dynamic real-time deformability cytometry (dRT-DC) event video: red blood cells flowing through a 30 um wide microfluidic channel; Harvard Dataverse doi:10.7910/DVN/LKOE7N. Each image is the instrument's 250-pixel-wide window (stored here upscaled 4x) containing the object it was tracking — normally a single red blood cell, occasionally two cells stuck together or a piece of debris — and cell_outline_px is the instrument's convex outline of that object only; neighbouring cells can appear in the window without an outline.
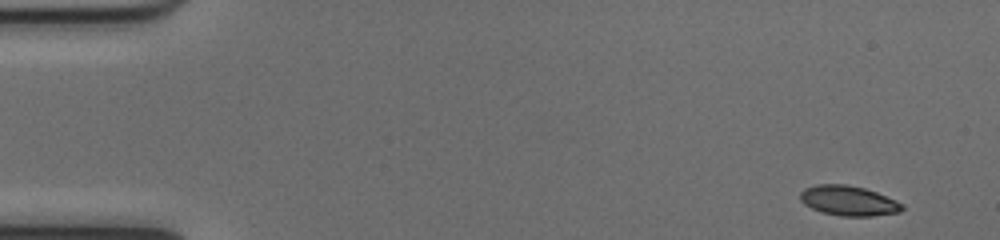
{"species": "common noctule bat (a hibernating species)", "species_latin": "Nyctalus noctula", "temperature_condition": "cold", "stored_images_in_passage": 50, "camera_frame_rate_fps": 3000, "um_per_image_px": 0.085, "animal": {"sex": "female", "body_mass_g": 17.0, "forearm_length_mm": 48.0}, "frame": {"image": 1, "passage_image": 1, "time_ms": 0.0, "image_size_px": [1000, 240], "cell_outline_px": [[904, 208], [900, 212], [872, 216], [840, 216], [820, 212], [804, 204], [800, 200], [800, 192], [804, 188], [816, 184], [848, 184], [864, 188], [876, 192], [896, 200], [904, 204]], "centroid_in_image_um": [72.12, 17.06], "position_along_channel_um": 12.9, "area_um2": 17.98}}
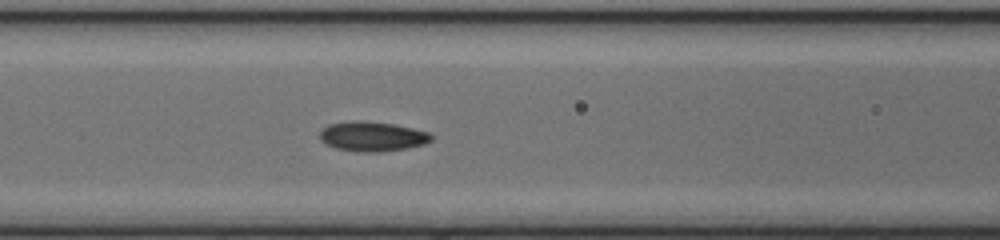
{"frame": {"image": 2, "passage_image": 20, "time_ms": 6.333, "image_size_px": [1000, 240], "cell_outline_px": [[432, 140], [424, 144], [408, 148], [376, 152], [360, 152], [336, 148], [324, 144], [320, 140], [320, 132], [328, 124], [352, 120], [364, 120], [396, 124], [428, 132], [432, 136]], "centroid_in_image_um": [31.62, 11.58], "position_along_channel_um": 135.0, "area_um2": 19.48}}
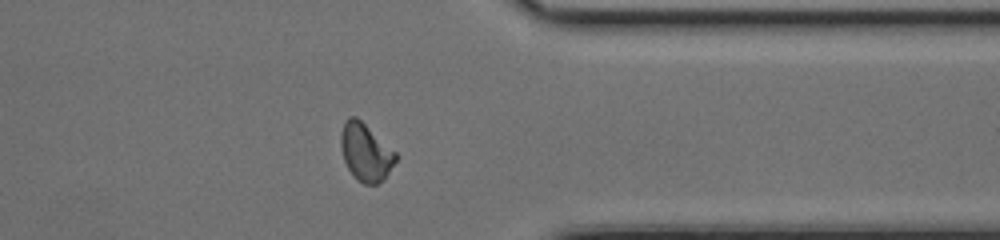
{"frame": {"image": 3, "passage_image": 39, "time_ms": 12.667, "image_size_px": [1000, 240], "cell_outline_px": [[396, 160], [384, 180], [376, 184], [364, 184], [356, 180], [348, 168], [344, 160], [340, 148], [340, 132], [344, 120], [348, 116], [356, 116], [396, 152]], "centroid_in_image_um": [31.05, 12.93], "position_along_channel_um": 380.4, "area_um2": 18.5}, "authors_computed_cell_mechanics": {"area_um2": 18.0914, "velocity_mm_per_s": 3.9995, "shape_relaxation_time_tau1_ms": 3.0313, "shape_relaxation_time_tau2_ms": 1.7148, "deformation_change_tau1": 0.1449, "deformation_change_tau2": 0.0752}}